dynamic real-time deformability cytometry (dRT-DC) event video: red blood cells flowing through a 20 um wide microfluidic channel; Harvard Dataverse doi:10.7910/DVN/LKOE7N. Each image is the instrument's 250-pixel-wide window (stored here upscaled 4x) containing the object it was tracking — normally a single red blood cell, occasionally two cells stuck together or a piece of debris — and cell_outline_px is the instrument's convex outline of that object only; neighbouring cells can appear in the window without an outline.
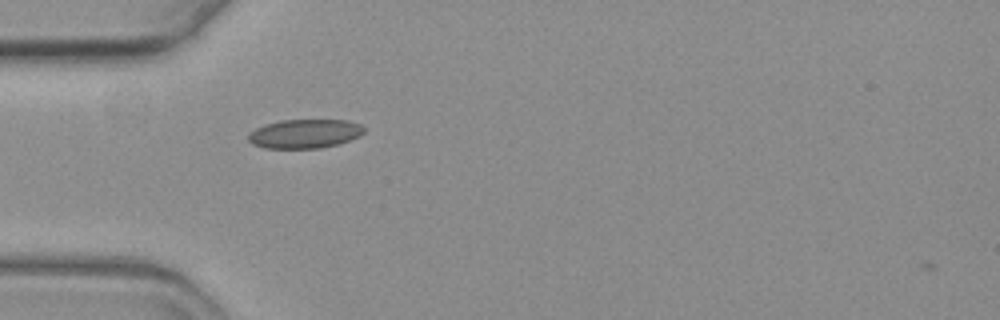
{"species": "common noctule bat (a hibernating species)", "species_latin": "Nyctalus noctula", "temperature_condition": "warm", "stored_images_in_passage": 1, "camera_frame_rate_fps": 3000, "um_per_image_px": 0.085, "animal": {"sex": "female", "body_mass_g": 19.3, "forearm_length_mm": 54.1}, "frame": {"image": 1, "passage_image": 1, "time_ms": 0.0, "image_size_px": [1000, 320], "cell_outline_px": [[364, 132], [360, 136], [336, 144], [320, 148], [264, 148], [252, 144], [248, 140], [248, 132], [264, 124], [280, 120], [348, 120], [360, 124], [364, 128]], "centroid_in_image_um": [25.86, 11.36], "position_along_channel_um": 59.1, "area_um2": 19.59}}